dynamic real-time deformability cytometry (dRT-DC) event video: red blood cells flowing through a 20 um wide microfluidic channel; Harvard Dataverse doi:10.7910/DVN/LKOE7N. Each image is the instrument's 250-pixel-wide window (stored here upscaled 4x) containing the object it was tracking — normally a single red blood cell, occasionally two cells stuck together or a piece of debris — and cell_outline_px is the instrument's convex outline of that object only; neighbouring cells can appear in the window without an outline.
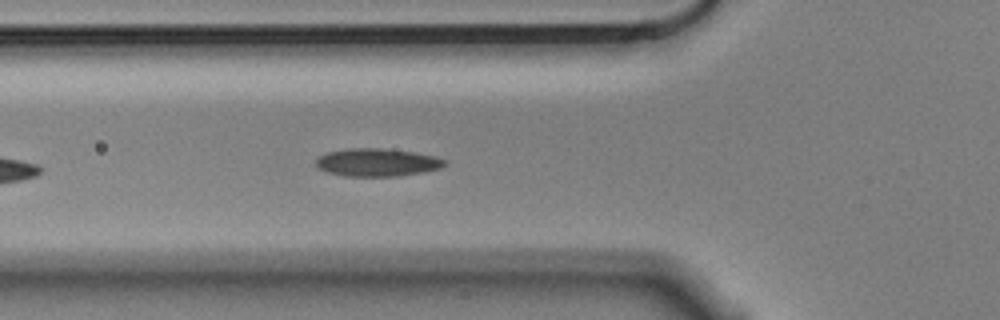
{"species": "Egyptian fruit bat (a non-hibernating species)", "species_latin": "Rousettus aegyptiacus", "temperature_condition": "cold", "stored_images_in_passage": 6, "camera_frame_rate_fps": 3000, "um_per_image_px": 0.085, "animal": {"sex": "male"}, "frame": {"image": 1, "passage_image": 6, "time_ms": 1.667, "image_size_px": [1000, 320], "cell_outline_px": [[448, 164], [440, 168], [424, 172], [400, 176], [344, 176], [328, 172], [316, 168], [316, 160], [320, 156], [328, 152], [348, 148], [384, 148], [412, 152], [436, 156], [448, 160]], "centroid_in_image_um": [32.09, 13.8], "position_along_channel_um": 93.7, "area_um2": 21.1}}